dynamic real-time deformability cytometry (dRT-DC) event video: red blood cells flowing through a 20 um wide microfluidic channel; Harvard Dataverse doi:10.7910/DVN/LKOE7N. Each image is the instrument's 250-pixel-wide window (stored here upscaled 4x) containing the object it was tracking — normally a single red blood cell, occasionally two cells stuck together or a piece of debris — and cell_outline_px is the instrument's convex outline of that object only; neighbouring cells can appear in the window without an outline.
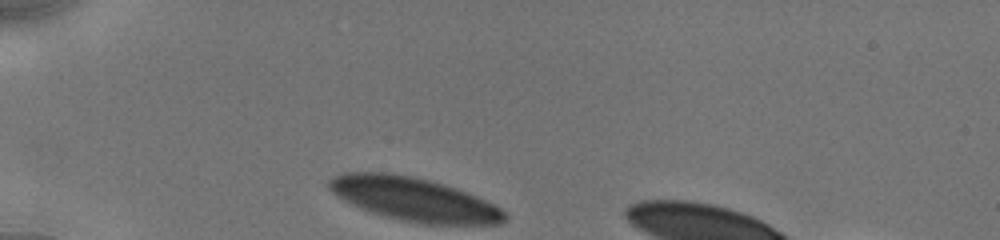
{"species": "human", "species_latin": "Homo sapiens", "temperature_condition": "cold", "stored_images_in_passage": 20, "camera_frame_rate_fps": 3000, "um_per_image_px": 0.085, "donor": {"sex": "male"}, "frame": {"image": 1, "passage_image": 1, "time_ms": 0.0, "image_size_px": [1000, 240], "cell_outline_px": [[508, 216], [500, 224], [420, 224], [380, 216], [368, 212], [336, 196], [328, 188], [328, 180], [332, 176], [344, 172], [388, 172], [412, 176], [444, 184], [456, 188], [476, 196], [508, 212]], "centroid_in_image_um": [35.14, 16.94], "position_along_channel_um": 49.9, "area_um2": 44.85}}
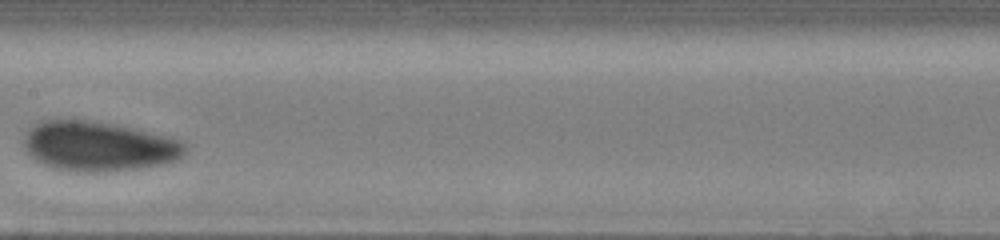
{"frame": {"image": 2, "passage_image": 9, "time_ms": 4.667, "image_size_px": [1000, 240], "cell_outline_px": [[188, 148], [176, 160], [160, 164], [140, 168], [112, 172], [72, 172], [52, 168], [40, 164], [28, 152], [24, 144], [24, 136], [36, 124], [44, 120], [84, 120], [116, 124], [168, 136], [180, 140]], "centroid_in_image_um": [8.38, 12.45], "position_along_channel_um": 199.0, "area_um2": 46.76}}
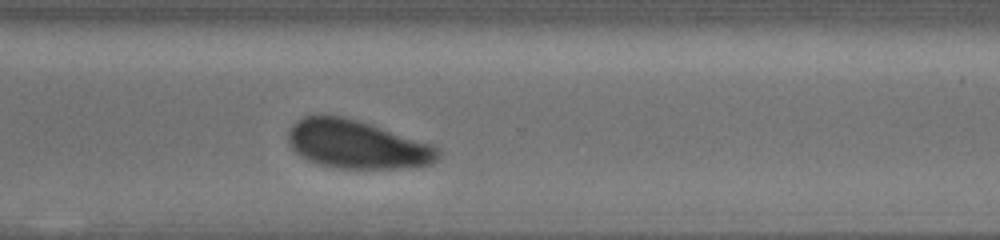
{"frame": {"image": 3, "passage_image": 20, "time_ms": 8.333, "image_size_px": [1000, 240], "cell_outline_px": [[440, 156], [432, 164], [400, 168], [332, 168], [308, 160], [296, 152], [292, 148], [288, 140], [288, 132], [292, 124], [296, 120], [304, 116], [320, 112], [344, 116], [372, 124], [432, 144], [440, 148]], "centroid_in_image_um": [30.31, 12.24], "position_along_channel_um": 340.3, "area_um2": 42.83}}